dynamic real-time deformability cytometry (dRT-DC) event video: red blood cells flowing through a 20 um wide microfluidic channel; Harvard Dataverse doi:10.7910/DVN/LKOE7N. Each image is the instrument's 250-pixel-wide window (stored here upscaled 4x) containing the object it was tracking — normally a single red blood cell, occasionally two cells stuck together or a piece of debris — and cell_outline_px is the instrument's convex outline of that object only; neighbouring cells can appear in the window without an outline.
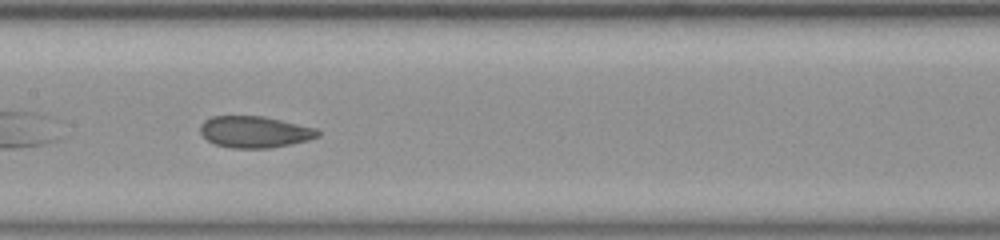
{"species": "common noctule bat (a hibernating species)", "species_latin": "Nyctalus noctula", "temperature_condition": "room temperature", "stored_images_in_passage": 27, "camera_frame_rate_fps": 3000, "um_per_image_px": 0.085, "animal": {"sex": "female", "body_mass_g": 23.0, "forearm_length_mm": 53.4}, "frame": {"image": 1, "passage_image": 12, "time_ms": 3.667, "image_size_px": [1000, 240], "cell_outline_px": [[320, 136], [308, 140], [268, 148], [232, 148], [216, 144], [208, 140], [200, 132], [200, 124], [204, 120], [212, 116], [264, 116], [316, 128], [320, 132]], "centroid_in_image_um": [21.64, 11.2], "position_along_channel_um": 185.8, "area_um2": 21.5}, "authors_computed_cell_mechanics": {"area_um2": 21.5016, "velocity_mm_per_s": 3.8875, "shape_relaxation_time_tau1_ms": null, "shape_relaxation_time_tau2_ms": 1.2826, "deformation_change_tau1": null, "deformation_change_tau2": 0.057}}